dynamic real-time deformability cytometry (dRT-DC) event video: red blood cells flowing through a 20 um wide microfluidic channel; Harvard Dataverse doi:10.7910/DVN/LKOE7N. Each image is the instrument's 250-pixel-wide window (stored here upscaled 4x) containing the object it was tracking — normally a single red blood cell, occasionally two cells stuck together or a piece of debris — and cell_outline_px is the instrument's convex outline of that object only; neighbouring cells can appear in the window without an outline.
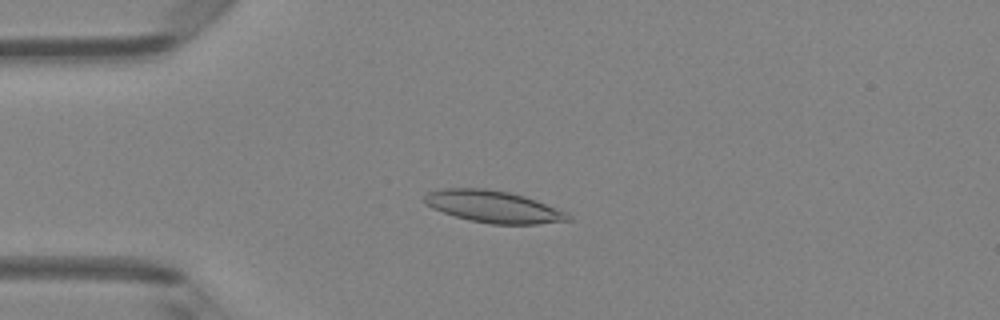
{"species": "Egyptian fruit bat (a non-hibernating species)", "species_latin": "Rousettus aegyptiacus", "temperature_condition": "room temperature", "stored_images_in_passage": 42, "camera_frame_rate_fps": 3000, "um_per_image_px": 0.085, "animal": {"sex": "female"}, "frame": {"image": 1, "passage_image": 11, "time_ms": 3.333, "image_size_px": [1000, 320], "cell_outline_px": [[572, 220], [536, 224], [492, 224], [468, 220], [432, 208], [424, 204], [424, 196], [428, 192], [444, 188], [484, 188], [508, 192], [524, 196], [536, 200], [568, 212], [572, 216]], "centroid_in_image_um": [41.95, 17.57], "position_along_channel_um": 43.0, "area_um2": 26.76}}
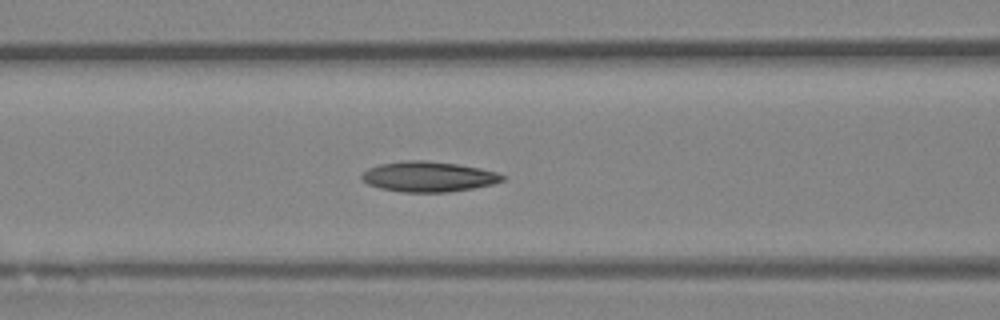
{"frame": {"image": 2, "passage_image": 19, "time_ms": 6.0, "image_size_px": [1000, 320], "cell_outline_px": [[508, 176], [504, 180], [492, 184], [472, 188], [448, 192], [400, 192], [380, 188], [368, 184], [360, 180], [360, 176], [368, 168], [380, 164], [408, 160], [424, 160], [456, 164], [480, 168], [496, 172]], "centroid_in_image_um": [36.41, 15.02], "position_along_channel_um": 130.2, "area_um2": 24.85}}
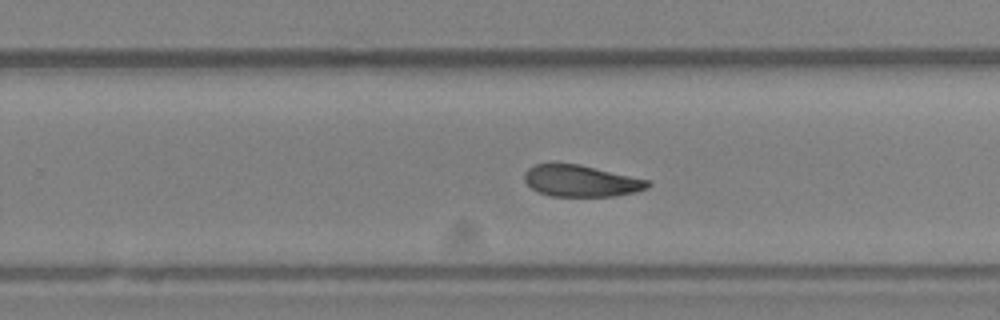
{"frame": {"image": 3, "passage_image": 30, "time_ms": 9.667, "image_size_px": [1000, 320], "cell_outline_px": [[652, 184], [648, 188], [616, 196], [552, 196], [540, 192], [532, 188], [524, 180], [524, 172], [528, 168], [536, 164], [580, 164], [648, 180]], "centroid_in_image_um": [49.38, 15.38], "position_along_channel_um": 280.4, "area_um2": 22.43}, "authors_computed_cell_mechanics": {"area_um2": 23.5535, "velocity_mm_per_s": 4.1266, "shape_relaxation_time_tau1_ms": null, "shape_relaxation_time_tau2_ms": 11.0587, "deformation_change_tau1": null, "deformation_change_tau2": 0.1831}}